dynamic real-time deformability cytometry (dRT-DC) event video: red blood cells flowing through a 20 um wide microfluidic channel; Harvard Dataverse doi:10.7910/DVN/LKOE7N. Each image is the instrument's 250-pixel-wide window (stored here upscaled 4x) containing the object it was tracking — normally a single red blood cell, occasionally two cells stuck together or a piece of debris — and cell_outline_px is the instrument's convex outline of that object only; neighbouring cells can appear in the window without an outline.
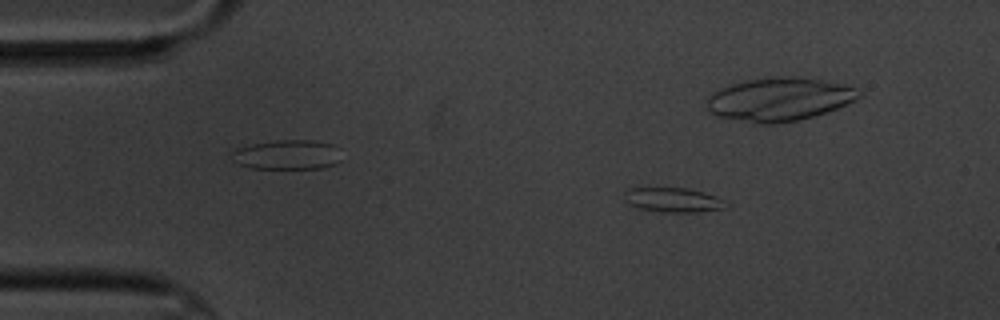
{"species": "common noctule bat (a hibernating species)", "species_latin": "Nyctalus noctula", "temperature_condition": "cold", "stored_images_in_passage": 6, "camera_frame_rate_fps": 3000, "um_per_image_px": 0.085, "animal": {"sex": "male", "body_mass_g": 20.1, "forearm_length_mm": 53.5}, "frame": {"image": 1, "passage_image": 2, "time_ms": 1.0, "image_size_px": [1000, 320], "cell_outline_px": [[728, 204], [724, 208], [696, 212], [660, 212], [636, 208], [628, 204], [624, 200], [624, 192], [628, 188], [688, 188], [704, 192], [728, 200]], "centroid_in_image_um": [57.21, 16.99], "position_along_channel_um": 27.8, "area_um2": 14.8}}